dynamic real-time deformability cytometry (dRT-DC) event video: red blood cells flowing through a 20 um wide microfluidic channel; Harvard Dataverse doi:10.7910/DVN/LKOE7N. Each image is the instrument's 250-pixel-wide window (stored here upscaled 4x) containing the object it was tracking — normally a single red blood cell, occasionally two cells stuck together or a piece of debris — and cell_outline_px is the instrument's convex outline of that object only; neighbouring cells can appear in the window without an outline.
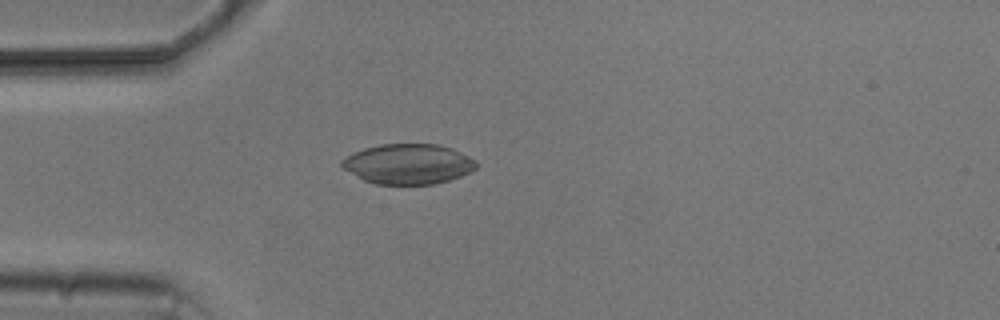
{"species": "common noctule bat (a hibernating species)", "species_latin": "Nyctalus noctula", "temperature_condition": "cold", "stored_images_in_passage": 2, "camera_frame_rate_fps": 3000, "um_per_image_px": 0.085, "animal": {"sex": "male", "body_mass_g": 20.5, "forearm_length_mm": 52.5}, "frame": {"image": 1, "passage_image": 2, "time_ms": 1.0, "image_size_px": [1000, 320], "cell_outline_px": [[480, 164], [472, 172], [436, 184], [376, 184], [364, 180], [344, 168], [340, 164], [340, 160], [352, 152], [364, 148], [380, 144], [436, 144], [452, 148], [476, 160]], "centroid_in_image_um": [34.71, 13.93], "position_along_channel_um": 50.3, "area_um2": 31.56}}